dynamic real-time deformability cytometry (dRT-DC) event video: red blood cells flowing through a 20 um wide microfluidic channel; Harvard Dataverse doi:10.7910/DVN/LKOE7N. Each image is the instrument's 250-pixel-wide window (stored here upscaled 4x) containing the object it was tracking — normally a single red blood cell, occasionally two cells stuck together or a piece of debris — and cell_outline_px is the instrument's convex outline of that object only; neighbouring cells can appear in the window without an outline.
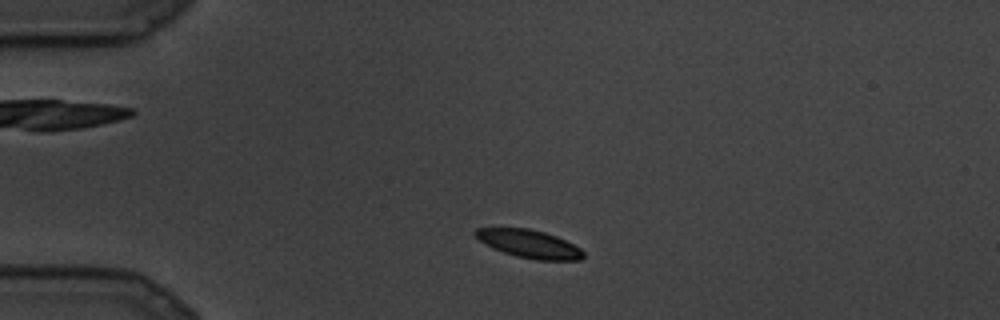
{"species": "common noctule bat (a hibernating species)", "species_latin": "Nyctalus noctula", "temperature_condition": "cold", "stored_images_in_passage": 78, "camera_frame_rate_fps": 3000, "um_per_image_px": 0.085, "animal": {"sex": "male", "body_mass_g": 19.5, "forearm_length_mm": 54.6}, "frame": {"image": 1, "passage_image": 5, "time_ms": 1.333, "image_size_px": [1000, 320], "cell_outline_px": [[584, 256], [580, 260], [536, 260], [516, 256], [492, 248], [484, 244], [472, 232], [476, 228], [528, 228], [544, 232], [556, 236], [580, 248], [584, 252]], "centroid_in_image_um": [44.96, 20.73], "position_along_channel_um": 40.0, "area_um2": 17.57}}
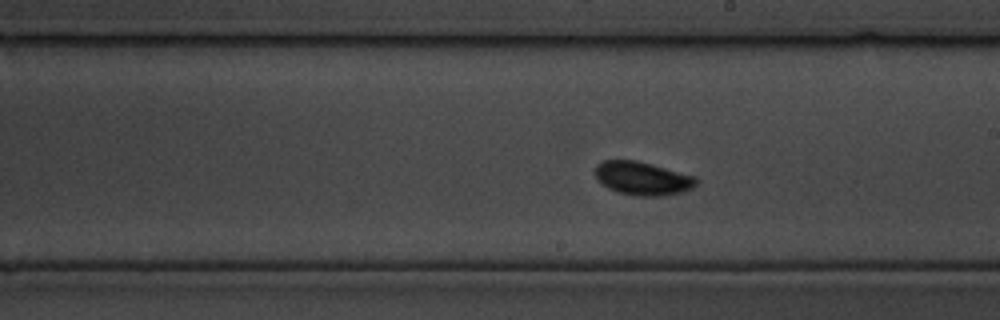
{"frame": {"image": 2, "passage_image": 37, "time_ms": 12.0, "image_size_px": [1000, 320], "cell_outline_px": [[696, 184], [692, 188], [680, 192], [660, 196], [632, 196], [608, 188], [600, 184], [596, 180], [596, 164], [604, 160], [636, 160], [652, 164], [696, 176]], "centroid_in_image_um": [54.58, 15.16], "position_along_channel_um": 234.4, "area_um2": 19.71}}
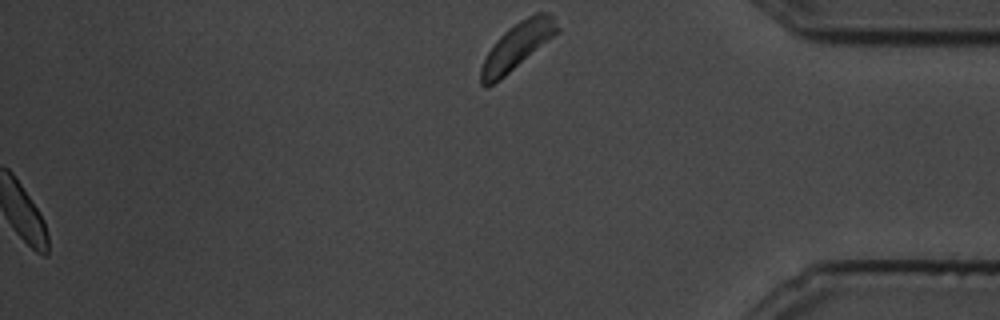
{"frame": {"image": 3, "passage_image": 78, "time_ms": 25.667, "image_size_px": [1000, 320], "cell_outline_px": [[560, 32], [500, 80], [484, 88], [480, 84], [480, 68], [488, 52], [496, 40], [508, 28], [520, 20], [536, 12], [548, 12], [552, 16], [560, 28]], "centroid_in_image_um": [43.97, 3.92], "position_along_channel_um": 391.2, "area_um2": 20.75}}